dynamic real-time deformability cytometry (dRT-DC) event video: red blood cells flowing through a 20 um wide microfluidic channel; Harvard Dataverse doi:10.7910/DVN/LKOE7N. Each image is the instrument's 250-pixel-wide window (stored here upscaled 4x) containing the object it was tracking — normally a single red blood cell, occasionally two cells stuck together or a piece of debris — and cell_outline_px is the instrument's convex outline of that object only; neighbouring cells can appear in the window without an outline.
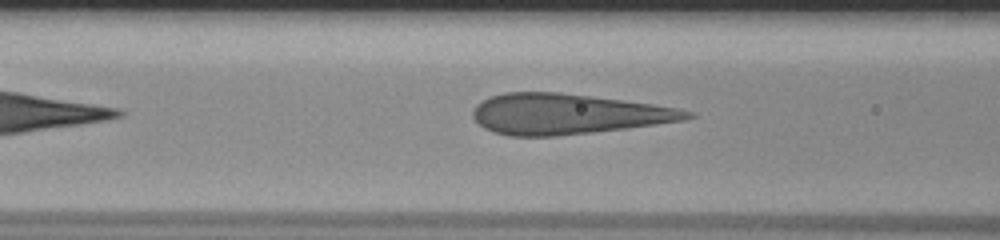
{"species": "human", "species_latin": "Homo sapiens", "temperature_condition": "room temperature", "stored_images_in_passage": 32, "camera_frame_rate_fps": 3000, "um_per_image_px": 0.085, "donor": {"sex": "male"}, "frame": {"image": 1, "passage_image": 8, "time_ms": 2.333, "image_size_px": [1000, 240], "cell_outline_px": [[696, 116], [684, 120], [628, 128], [556, 136], [508, 136], [492, 132], [484, 128], [472, 116], [472, 112], [476, 104], [492, 96], [504, 92], [560, 92], [652, 104], [680, 108], [696, 112]], "centroid_in_image_um": [48.24, 9.69], "position_along_channel_um": 118.4, "area_um2": 50.46}}
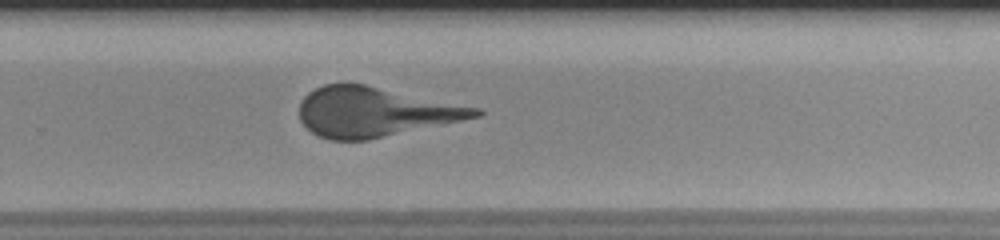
{"frame": {"image": 2, "passage_image": 22, "time_ms": 7.0, "image_size_px": [1000, 240], "cell_outline_px": [[484, 112], [480, 116], [368, 140], [328, 140], [312, 132], [300, 120], [300, 104], [304, 96], [308, 92], [324, 84], [364, 84], [480, 108]], "centroid_in_image_um": [31.83, 9.52], "position_along_channel_um": 298.0, "area_um2": 50.29}}
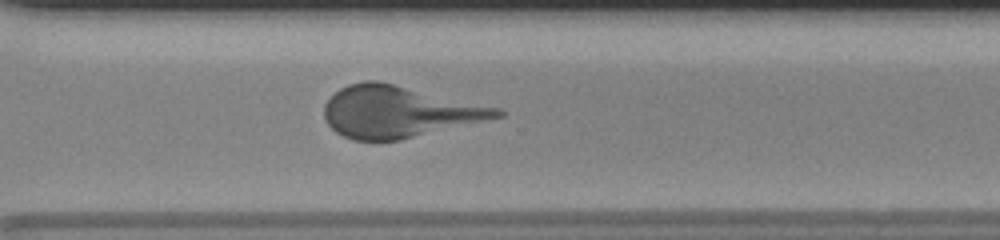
{"frame": {"image": 3, "passage_image": 25, "time_ms": 8.0, "image_size_px": [1000, 240], "cell_outline_px": [[504, 116], [400, 140], [352, 140], [336, 132], [328, 124], [324, 116], [324, 104], [340, 88], [348, 84], [364, 80], [376, 80], [500, 108], [504, 112]], "centroid_in_image_um": [33.87, 9.5], "position_along_channel_um": 336.7, "area_um2": 51.44}}